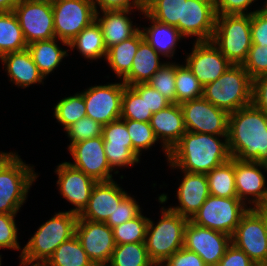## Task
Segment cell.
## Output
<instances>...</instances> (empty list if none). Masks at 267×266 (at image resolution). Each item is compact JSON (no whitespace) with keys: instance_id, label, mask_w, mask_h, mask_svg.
Masks as SVG:
<instances>
[{"instance_id":"55","label":"cell","mask_w":267,"mask_h":266,"mask_svg":"<svg viewBox=\"0 0 267 266\" xmlns=\"http://www.w3.org/2000/svg\"><path fill=\"white\" fill-rule=\"evenodd\" d=\"M18 0H0V12L14 11Z\"/></svg>"},{"instance_id":"41","label":"cell","mask_w":267,"mask_h":266,"mask_svg":"<svg viewBox=\"0 0 267 266\" xmlns=\"http://www.w3.org/2000/svg\"><path fill=\"white\" fill-rule=\"evenodd\" d=\"M145 213H149V211H144L134 219L112 228L116 245L125 243H145L149 220V217Z\"/></svg>"},{"instance_id":"42","label":"cell","mask_w":267,"mask_h":266,"mask_svg":"<svg viewBox=\"0 0 267 266\" xmlns=\"http://www.w3.org/2000/svg\"><path fill=\"white\" fill-rule=\"evenodd\" d=\"M19 215L12 214H0V250L5 251V249L10 251H17L18 261L20 260L23 247L22 242L19 241L21 238L19 233L18 218Z\"/></svg>"},{"instance_id":"6","label":"cell","mask_w":267,"mask_h":266,"mask_svg":"<svg viewBox=\"0 0 267 266\" xmlns=\"http://www.w3.org/2000/svg\"><path fill=\"white\" fill-rule=\"evenodd\" d=\"M203 97L228 113L252 103V79L243 65L232 64L217 80L203 87Z\"/></svg>"},{"instance_id":"53","label":"cell","mask_w":267,"mask_h":266,"mask_svg":"<svg viewBox=\"0 0 267 266\" xmlns=\"http://www.w3.org/2000/svg\"><path fill=\"white\" fill-rule=\"evenodd\" d=\"M217 266H257L254 262L240 249L232 243L227 248L224 256L218 262Z\"/></svg>"},{"instance_id":"22","label":"cell","mask_w":267,"mask_h":266,"mask_svg":"<svg viewBox=\"0 0 267 266\" xmlns=\"http://www.w3.org/2000/svg\"><path fill=\"white\" fill-rule=\"evenodd\" d=\"M75 235L95 266H106L115 249L113 229L104 222L77 219Z\"/></svg>"},{"instance_id":"8","label":"cell","mask_w":267,"mask_h":266,"mask_svg":"<svg viewBox=\"0 0 267 266\" xmlns=\"http://www.w3.org/2000/svg\"><path fill=\"white\" fill-rule=\"evenodd\" d=\"M110 80L105 84L91 83L81 91L86 105V116L102 126L119 120L121 116L122 95L126 85L115 78Z\"/></svg>"},{"instance_id":"15","label":"cell","mask_w":267,"mask_h":266,"mask_svg":"<svg viewBox=\"0 0 267 266\" xmlns=\"http://www.w3.org/2000/svg\"><path fill=\"white\" fill-rule=\"evenodd\" d=\"M53 170L56 174L57 194L72 207L67 211L80 215L88 205L93 187L97 181L63 160Z\"/></svg>"},{"instance_id":"35","label":"cell","mask_w":267,"mask_h":266,"mask_svg":"<svg viewBox=\"0 0 267 266\" xmlns=\"http://www.w3.org/2000/svg\"><path fill=\"white\" fill-rule=\"evenodd\" d=\"M45 266H95L74 235L63 242L44 264Z\"/></svg>"},{"instance_id":"38","label":"cell","mask_w":267,"mask_h":266,"mask_svg":"<svg viewBox=\"0 0 267 266\" xmlns=\"http://www.w3.org/2000/svg\"><path fill=\"white\" fill-rule=\"evenodd\" d=\"M181 61H176V103L197 99L203 97V85L192 73L189 67ZM181 62V63H180Z\"/></svg>"},{"instance_id":"1","label":"cell","mask_w":267,"mask_h":266,"mask_svg":"<svg viewBox=\"0 0 267 266\" xmlns=\"http://www.w3.org/2000/svg\"><path fill=\"white\" fill-rule=\"evenodd\" d=\"M230 159L227 136L186 131L169 151L166 166L168 171L180 169L189 173L207 174Z\"/></svg>"},{"instance_id":"16","label":"cell","mask_w":267,"mask_h":266,"mask_svg":"<svg viewBox=\"0 0 267 266\" xmlns=\"http://www.w3.org/2000/svg\"><path fill=\"white\" fill-rule=\"evenodd\" d=\"M189 51L182 50L183 62L197 77L203 87L217 80L232 63L220 52L212 41L192 42ZM185 56V57H184Z\"/></svg>"},{"instance_id":"14","label":"cell","mask_w":267,"mask_h":266,"mask_svg":"<svg viewBox=\"0 0 267 266\" xmlns=\"http://www.w3.org/2000/svg\"><path fill=\"white\" fill-rule=\"evenodd\" d=\"M180 107L186 131L217 136L228 135L229 113L204 97L182 102Z\"/></svg>"},{"instance_id":"34","label":"cell","mask_w":267,"mask_h":266,"mask_svg":"<svg viewBox=\"0 0 267 266\" xmlns=\"http://www.w3.org/2000/svg\"><path fill=\"white\" fill-rule=\"evenodd\" d=\"M127 127L128 133L132 140L133 149L142 157L150 151L154 147L153 151H155L157 145L159 146V151H162L164 156V161H168L169 152L160 144L157 140L152 127L149 122H141L129 119H122ZM156 145V146H155ZM161 148V149H160Z\"/></svg>"},{"instance_id":"46","label":"cell","mask_w":267,"mask_h":266,"mask_svg":"<svg viewBox=\"0 0 267 266\" xmlns=\"http://www.w3.org/2000/svg\"><path fill=\"white\" fill-rule=\"evenodd\" d=\"M261 1L262 0H214V5L217 15H251L255 11L267 6V0H263L264 2Z\"/></svg>"},{"instance_id":"5","label":"cell","mask_w":267,"mask_h":266,"mask_svg":"<svg viewBox=\"0 0 267 266\" xmlns=\"http://www.w3.org/2000/svg\"><path fill=\"white\" fill-rule=\"evenodd\" d=\"M77 219L78 215L66 209L55 211L29 235L26 244L22 245L20 261L44 265L63 242L75 235Z\"/></svg>"},{"instance_id":"60","label":"cell","mask_w":267,"mask_h":266,"mask_svg":"<svg viewBox=\"0 0 267 266\" xmlns=\"http://www.w3.org/2000/svg\"><path fill=\"white\" fill-rule=\"evenodd\" d=\"M7 151L6 150H4V151H0V158L6 153Z\"/></svg>"},{"instance_id":"58","label":"cell","mask_w":267,"mask_h":266,"mask_svg":"<svg viewBox=\"0 0 267 266\" xmlns=\"http://www.w3.org/2000/svg\"><path fill=\"white\" fill-rule=\"evenodd\" d=\"M257 266H267V260L262 263H259Z\"/></svg>"},{"instance_id":"20","label":"cell","mask_w":267,"mask_h":266,"mask_svg":"<svg viewBox=\"0 0 267 266\" xmlns=\"http://www.w3.org/2000/svg\"><path fill=\"white\" fill-rule=\"evenodd\" d=\"M237 198L248 208L267 200V163L234 158Z\"/></svg>"},{"instance_id":"21","label":"cell","mask_w":267,"mask_h":266,"mask_svg":"<svg viewBox=\"0 0 267 266\" xmlns=\"http://www.w3.org/2000/svg\"><path fill=\"white\" fill-rule=\"evenodd\" d=\"M170 171H175L176 174L180 173V176L176 177L178 184L176 191H173L176 194H174V197L177 203L173 204L172 202L167 207L191 220L210 195L207 176L206 174L189 173L180 169H171Z\"/></svg>"},{"instance_id":"18","label":"cell","mask_w":267,"mask_h":266,"mask_svg":"<svg viewBox=\"0 0 267 266\" xmlns=\"http://www.w3.org/2000/svg\"><path fill=\"white\" fill-rule=\"evenodd\" d=\"M231 243L258 265L267 260V230L262 218L249 208L231 236Z\"/></svg>"},{"instance_id":"57","label":"cell","mask_w":267,"mask_h":266,"mask_svg":"<svg viewBox=\"0 0 267 266\" xmlns=\"http://www.w3.org/2000/svg\"><path fill=\"white\" fill-rule=\"evenodd\" d=\"M2 255H3L2 252H0V266H2V264H4V263H2L3 262V258H4V257H2Z\"/></svg>"},{"instance_id":"10","label":"cell","mask_w":267,"mask_h":266,"mask_svg":"<svg viewBox=\"0 0 267 266\" xmlns=\"http://www.w3.org/2000/svg\"><path fill=\"white\" fill-rule=\"evenodd\" d=\"M55 37L69 43L95 21L92 0H52Z\"/></svg>"},{"instance_id":"3","label":"cell","mask_w":267,"mask_h":266,"mask_svg":"<svg viewBox=\"0 0 267 266\" xmlns=\"http://www.w3.org/2000/svg\"><path fill=\"white\" fill-rule=\"evenodd\" d=\"M155 199L161 206L157 213L159 218L149 216L145 246L149 258L157 264L164 263L184 246V231L189 220L166 206L170 199L168 192H160Z\"/></svg>"},{"instance_id":"12","label":"cell","mask_w":267,"mask_h":266,"mask_svg":"<svg viewBox=\"0 0 267 266\" xmlns=\"http://www.w3.org/2000/svg\"><path fill=\"white\" fill-rule=\"evenodd\" d=\"M102 136L106 159L117 176L126 177L125 174H120L123 169L136 168L140 163H145L133 149L132 140L122 119L103 126Z\"/></svg>"},{"instance_id":"54","label":"cell","mask_w":267,"mask_h":266,"mask_svg":"<svg viewBox=\"0 0 267 266\" xmlns=\"http://www.w3.org/2000/svg\"><path fill=\"white\" fill-rule=\"evenodd\" d=\"M253 209L259 214V216L262 218L264 225L267 230V200L257 204L253 207Z\"/></svg>"},{"instance_id":"30","label":"cell","mask_w":267,"mask_h":266,"mask_svg":"<svg viewBox=\"0 0 267 266\" xmlns=\"http://www.w3.org/2000/svg\"><path fill=\"white\" fill-rule=\"evenodd\" d=\"M69 56L72 52H79L81 58L87 60V63H95L105 61L107 48L104 43L102 30L97 21H93L89 26L85 27L75 38L69 43Z\"/></svg>"},{"instance_id":"45","label":"cell","mask_w":267,"mask_h":266,"mask_svg":"<svg viewBox=\"0 0 267 266\" xmlns=\"http://www.w3.org/2000/svg\"><path fill=\"white\" fill-rule=\"evenodd\" d=\"M129 192V194L116 207L113 215H111L105 222L110 228L121 225L129 220L139 216L143 211L142 203L140 205L139 199Z\"/></svg>"},{"instance_id":"19","label":"cell","mask_w":267,"mask_h":266,"mask_svg":"<svg viewBox=\"0 0 267 266\" xmlns=\"http://www.w3.org/2000/svg\"><path fill=\"white\" fill-rule=\"evenodd\" d=\"M231 245L226 233L199 226L188 221L184 231V248L198 254L207 266H217Z\"/></svg>"},{"instance_id":"7","label":"cell","mask_w":267,"mask_h":266,"mask_svg":"<svg viewBox=\"0 0 267 266\" xmlns=\"http://www.w3.org/2000/svg\"><path fill=\"white\" fill-rule=\"evenodd\" d=\"M213 44L234 65H242L252 46L251 15H217Z\"/></svg>"},{"instance_id":"2","label":"cell","mask_w":267,"mask_h":266,"mask_svg":"<svg viewBox=\"0 0 267 266\" xmlns=\"http://www.w3.org/2000/svg\"><path fill=\"white\" fill-rule=\"evenodd\" d=\"M231 158L267 163V115L252 103L229 113Z\"/></svg>"},{"instance_id":"52","label":"cell","mask_w":267,"mask_h":266,"mask_svg":"<svg viewBox=\"0 0 267 266\" xmlns=\"http://www.w3.org/2000/svg\"><path fill=\"white\" fill-rule=\"evenodd\" d=\"M252 104L267 115V74L252 80Z\"/></svg>"},{"instance_id":"47","label":"cell","mask_w":267,"mask_h":266,"mask_svg":"<svg viewBox=\"0 0 267 266\" xmlns=\"http://www.w3.org/2000/svg\"><path fill=\"white\" fill-rule=\"evenodd\" d=\"M242 65L252 80L267 74V46L252 45Z\"/></svg>"},{"instance_id":"26","label":"cell","mask_w":267,"mask_h":266,"mask_svg":"<svg viewBox=\"0 0 267 266\" xmlns=\"http://www.w3.org/2000/svg\"><path fill=\"white\" fill-rule=\"evenodd\" d=\"M2 71L6 74L8 84L14 87L27 89L34 85H46V78L33 62L30 52L25 49L19 52H10L0 57ZM45 81V82H44Z\"/></svg>"},{"instance_id":"48","label":"cell","mask_w":267,"mask_h":266,"mask_svg":"<svg viewBox=\"0 0 267 266\" xmlns=\"http://www.w3.org/2000/svg\"><path fill=\"white\" fill-rule=\"evenodd\" d=\"M252 45L267 46V6L251 14Z\"/></svg>"},{"instance_id":"43","label":"cell","mask_w":267,"mask_h":266,"mask_svg":"<svg viewBox=\"0 0 267 266\" xmlns=\"http://www.w3.org/2000/svg\"><path fill=\"white\" fill-rule=\"evenodd\" d=\"M176 61H167L147 82L171 103H176Z\"/></svg>"},{"instance_id":"49","label":"cell","mask_w":267,"mask_h":266,"mask_svg":"<svg viewBox=\"0 0 267 266\" xmlns=\"http://www.w3.org/2000/svg\"><path fill=\"white\" fill-rule=\"evenodd\" d=\"M139 95H145V102L152 113H156L171 104L160 92L147 83L131 86Z\"/></svg>"},{"instance_id":"32","label":"cell","mask_w":267,"mask_h":266,"mask_svg":"<svg viewBox=\"0 0 267 266\" xmlns=\"http://www.w3.org/2000/svg\"><path fill=\"white\" fill-rule=\"evenodd\" d=\"M60 97L56 100L57 102L53 105L51 112L53 111V119L59 126H62L61 130L64 132L76 121L86 117V105L81 90Z\"/></svg>"},{"instance_id":"13","label":"cell","mask_w":267,"mask_h":266,"mask_svg":"<svg viewBox=\"0 0 267 266\" xmlns=\"http://www.w3.org/2000/svg\"><path fill=\"white\" fill-rule=\"evenodd\" d=\"M66 151L73 160L66 162L97 182L110 181L116 177L122 182L127 178L116 176L117 174L110 168L104 150L103 136L72 144Z\"/></svg>"},{"instance_id":"11","label":"cell","mask_w":267,"mask_h":266,"mask_svg":"<svg viewBox=\"0 0 267 266\" xmlns=\"http://www.w3.org/2000/svg\"><path fill=\"white\" fill-rule=\"evenodd\" d=\"M13 12L28 45L55 38L52 0H18Z\"/></svg>"},{"instance_id":"37","label":"cell","mask_w":267,"mask_h":266,"mask_svg":"<svg viewBox=\"0 0 267 266\" xmlns=\"http://www.w3.org/2000/svg\"><path fill=\"white\" fill-rule=\"evenodd\" d=\"M145 243L116 245L106 266H153Z\"/></svg>"},{"instance_id":"23","label":"cell","mask_w":267,"mask_h":266,"mask_svg":"<svg viewBox=\"0 0 267 266\" xmlns=\"http://www.w3.org/2000/svg\"><path fill=\"white\" fill-rule=\"evenodd\" d=\"M118 179L99 181L92 189L88 205L78 216L95 222H106L116 207L129 194Z\"/></svg>"},{"instance_id":"9","label":"cell","mask_w":267,"mask_h":266,"mask_svg":"<svg viewBox=\"0 0 267 266\" xmlns=\"http://www.w3.org/2000/svg\"><path fill=\"white\" fill-rule=\"evenodd\" d=\"M248 209L239 198H223L210 194L191 221L232 236Z\"/></svg>"},{"instance_id":"50","label":"cell","mask_w":267,"mask_h":266,"mask_svg":"<svg viewBox=\"0 0 267 266\" xmlns=\"http://www.w3.org/2000/svg\"><path fill=\"white\" fill-rule=\"evenodd\" d=\"M96 11L130 10L144 11L145 0H92Z\"/></svg>"},{"instance_id":"59","label":"cell","mask_w":267,"mask_h":266,"mask_svg":"<svg viewBox=\"0 0 267 266\" xmlns=\"http://www.w3.org/2000/svg\"><path fill=\"white\" fill-rule=\"evenodd\" d=\"M153 266H167L165 263H157V264H154Z\"/></svg>"},{"instance_id":"17","label":"cell","mask_w":267,"mask_h":266,"mask_svg":"<svg viewBox=\"0 0 267 266\" xmlns=\"http://www.w3.org/2000/svg\"><path fill=\"white\" fill-rule=\"evenodd\" d=\"M216 17L214 0H183L182 21L178 22V30L185 40L211 41Z\"/></svg>"},{"instance_id":"25","label":"cell","mask_w":267,"mask_h":266,"mask_svg":"<svg viewBox=\"0 0 267 266\" xmlns=\"http://www.w3.org/2000/svg\"><path fill=\"white\" fill-rule=\"evenodd\" d=\"M143 12L130 10L96 11L95 20L101 27L106 48L108 49L134 36L140 30L135 15H139L138 17L141 18Z\"/></svg>"},{"instance_id":"39","label":"cell","mask_w":267,"mask_h":266,"mask_svg":"<svg viewBox=\"0 0 267 266\" xmlns=\"http://www.w3.org/2000/svg\"><path fill=\"white\" fill-rule=\"evenodd\" d=\"M151 18L174 26L182 21L183 0H145V10Z\"/></svg>"},{"instance_id":"29","label":"cell","mask_w":267,"mask_h":266,"mask_svg":"<svg viewBox=\"0 0 267 266\" xmlns=\"http://www.w3.org/2000/svg\"><path fill=\"white\" fill-rule=\"evenodd\" d=\"M166 62L144 39L139 44L130 72L121 81L126 86L147 83Z\"/></svg>"},{"instance_id":"36","label":"cell","mask_w":267,"mask_h":266,"mask_svg":"<svg viewBox=\"0 0 267 266\" xmlns=\"http://www.w3.org/2000/svg\"><path fill=\"white\" fill-rule=\"evenodd\" d=\"M206 176L211 195L223 198H237L234 158L212 169Z\"/></svg>"},{"instance_id":"33","label":"cell","mask_w":267,"mask_h":266,"mask_svg":"<svg viewBox=\"0 0 267 266\" xmlns=\"http://www.w3.org/2000/svg\"><path fill=\"white\" fill-rule=\"evenodd\" d=\"M17 16L13 11L0 12V57L27 49Z\"/></svg>"},{"instance_id":"40","label":"cell","mask_w":267,"mask_h":266,"mask_svg":"<svg viewBox=\"0 0 267 266\" xmlns=\"http://www.w3.org/2000/svg\"><path fill=\"white\" fill-rule=\"evenodd\" d=\"M152 115L145 102V95H139L131 86H125L120 119L150 122Z\"/></svg>"},{"instance_id":"24","label":"cell","mask_w":267,"mask_h":266,"mask_svg":"<svg viewBox=\"0 0 267 266\" xmlns=\"http://www.w3.org/2000/svg\"><path fill=\"white\" fill-rule=\"evenodd\" d=\"M141 19H143L142 22L145 20L143 22L145 25L141 24ZM139 21L140 30L149 45L165 60L167 59L166 61H176V54L179 53L177 48H181V45L178 44L183 43V41L188 43L180 31L174 26L151 18L145 11Z\"/></svg>"},{"instance_id":"27","label":"cell","mask_w":267,"mask_h":266,"mask_svg":"<svg viewBox=\"0 0 267 266\" xmlns=\"http://www.w3.org/2000/svg\"><path fill=\"white\" fill-rule=\"evenodd\" d=\"M150 126L160 144L169 152L186 133L180 104L171 103L166 108L153 113Z\"/></svg>"},{"instance_id":"56","label":"cell","mask_w":267,"mask_h":266,"mask_svg":"<svg viewBox=\"0 0 267 266\" xmlns=\"http://www.w3.org/2000/svg\"><path fill=\"white\" fill-rule=\"evenodd\" d=\"M18 266H45L42 264H27L19 260V263L17 264Z\"/></svg>"},{"instance_id":"28","label":"cell","mask_w":267,"mask_h":266,"mask_svg":"<svg viewBox=\"0 0 267 266\" xmlns=\"http://www.w3.org/2000/svg\"><path fill=\"white\" fill-rule=\"evenodd\" d=\"M69 45L67 42L57 39L35 41L27 46L33 62L36 64L43 76L56 74L61 65L66 64L65 59L69 58ZM59 69V70H58ZM54 73V74H52Z\"/></svg>"},{"instance_id":"31","label":"cell","mask_w":267,"mask_h":266,"mask_svg":"<svg viewBox=\"0 0 267 266\" xmlns=\"http://www.w3.org/2000/svg\"><path fill=\"white\" fill-rule=\"evenodd\" d=\"M144 40L141 30L131 38L115 44L107 49L105 64L113 72V77L122 80L131 70L134 56L139 44Z\"/></svg>"},{"instance_id":"51","label":"cell","mask_w":267,"mask_h":266,"mask_svg":"<svg viewBox=\"0 0 267 266\" xmlns=\"http://www.w3.org/2000/svg\"><path fill=\"white\" fill-rule=\"evenodd\" d=\"M164 263L167 266H207L198 254L184 247L176 251Z\"/></svg>"},{"instance_id":"4","label":"cell","mask_w":267,"mask_h":266,"mask_svg":"<svg viewBox=\"0 0 267 266\" xmlns=\"http://www.w3.org/2000/svg\"><path fill=\"white\" fill-rule=\"evenodd\" d=\"M17 151H7L0 158V214L18 215L41 176Z\"/></svg>"},{"instance_id":"44","label":"cell","mask_w":267,"mask_h":266,"mask_svg":"<svg viewBox=\"0 0 267 266\" xmlns=\"http://www.w3.org/2000/svg\"><path fill=\"white\" fill-rule=\"evenodd\" d=\"M103 126L90 117H84L69 126L63 133L68 138V149L72 144L102 136Z\"/></svg>"}]
</instances>
